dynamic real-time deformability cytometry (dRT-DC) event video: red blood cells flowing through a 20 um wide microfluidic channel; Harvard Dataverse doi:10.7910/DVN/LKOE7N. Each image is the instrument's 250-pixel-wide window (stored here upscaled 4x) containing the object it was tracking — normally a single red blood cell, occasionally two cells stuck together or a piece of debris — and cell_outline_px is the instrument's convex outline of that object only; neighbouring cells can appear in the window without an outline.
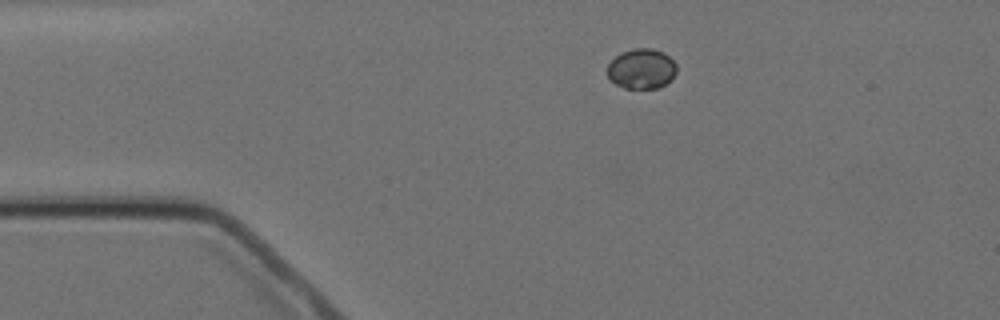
{"species": "Egyptian fruit bat (a non-hibernating species)", "species_latin": "Rousettus aegyptiacus", "temperature_condition": "cold", "stored_images_in_passage": 9, "camera_frame_rate_fps": 3000, "um_per_image_px": 0.085, "animal": {"sex": "female"}, "frame": {"image": 1, "passage_image": 1, "time_ms": 0.0, "image_size_px": [1000, 320], "cell_outline_px": [[676, 72], [672, 80], [660, 88], [624, 88], [616, 84], [608, 76], [608, 64], [620, 52], [636, 48], [652, 48], [664, 52], [676, 64]], "centroid_in_image_um": [54.56, 5.84], "position_along_channel_um": 30.4, "area_um2": 16.24}}
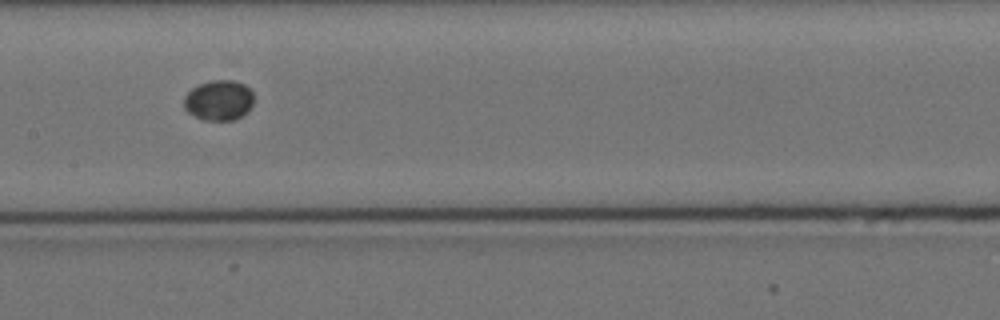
{"frame": {"image": 2, "passage_image": 6, "time_ms": 5.667, "image_size_px": [1000, 320], "cell_outline_px": [[252, 104], [248, 112], [236, 120], [200, 120], [188, 112], [184, 108], [184, 96], [192, 88], [200, 84], [212, 80], [232, 80], [244, 84], [252, 92]], "centroid_in_image_um": [18.59, 8.54], "position_along_channel_um": 188.8, "area_um2": 16.47}}
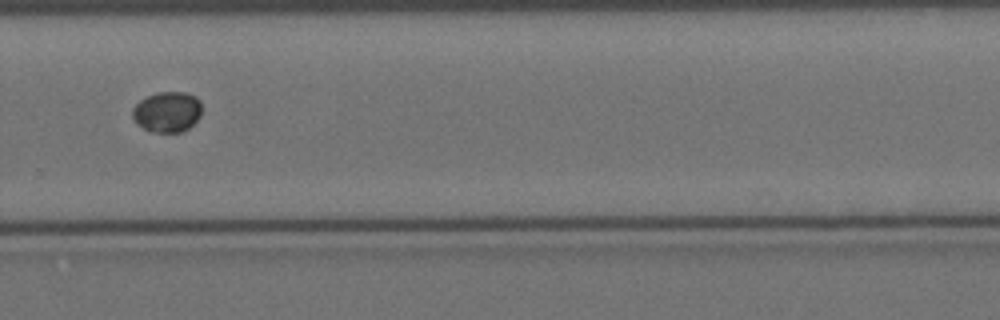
{"frame": {"image": 3, "passage_image": 9, "time_ms": 9.333, "image_size_px": [1000, 320], "cell_outline_px": [[200, 116], [188, 128], [180, 132], [148, 132], [136, 124], [132, 116], [132, 108], [140, 100], [156, 92], [184, 92], [196, 96], [200, 100]], "centroid_in_image_um": [14.18, 9.51], "position_along_channel_um": 315.6, "area_um2": 16.47}}